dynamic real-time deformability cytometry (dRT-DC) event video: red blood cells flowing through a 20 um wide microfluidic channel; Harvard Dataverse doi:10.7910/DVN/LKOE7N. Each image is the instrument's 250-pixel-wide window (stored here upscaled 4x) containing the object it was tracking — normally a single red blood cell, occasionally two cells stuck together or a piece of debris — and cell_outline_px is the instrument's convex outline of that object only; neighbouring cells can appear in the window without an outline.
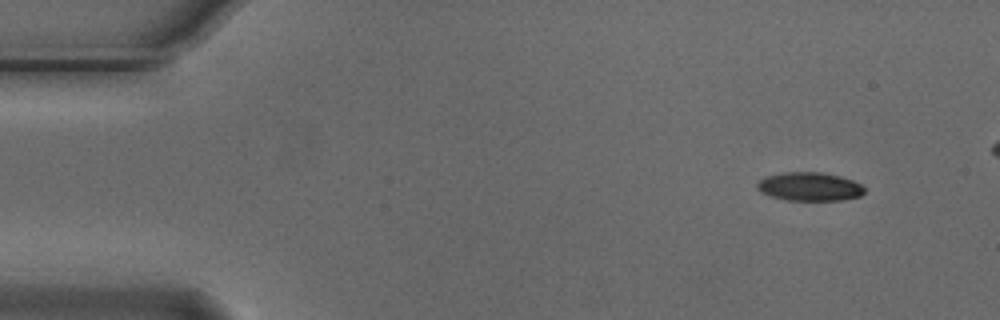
{"species": "Egyptian fruit bat (a non-hibernating species)", "species_latin": "Rousettus aegyptiacus", "temperature_condition": "cold", "stored_images_in_passage": 5, "camera_frame_rate_fps": 3000, "um_per_image_px": 0.085, "animal": {"sex": "male"}, "frame": {"image": 1, "passage_image": 1, "time_ms": 0.0, "image_size_px": [1000, 320], "cell_outline_px": [[864, 192], [860, 196], [844, 200], [788, 200], [772, 196], [760, 192], [756, 188], [756, 184], [764, 176], [784, 172], [820, 172], [840, 176], [852, 180], [860, 184], [864, 188]], "centroid_in_image_um": [68.79, 15.85], "position_along_channel_um": 16.2, "area_um2": 17.86}}
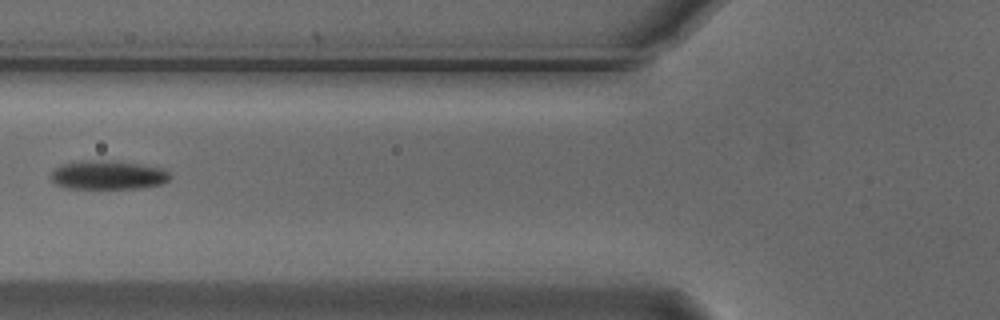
{"frame": {"image": 2, "passage_image": 5, "time_ms": 1.333, "image_size_px": [1000, 320], "cell_outline_px": [[172, 176], [168, 180], [160, 184], [140, 188], [64, 188], [56, 184], [52, 180], [52, 172], [56, 168], [64, 164], [92, 160], [108, 160], [164, 168]], "centroid_in_image_um": [9.2, 14.88], "position_along_channel_um": 116.6, "area_um2": 19.71}}